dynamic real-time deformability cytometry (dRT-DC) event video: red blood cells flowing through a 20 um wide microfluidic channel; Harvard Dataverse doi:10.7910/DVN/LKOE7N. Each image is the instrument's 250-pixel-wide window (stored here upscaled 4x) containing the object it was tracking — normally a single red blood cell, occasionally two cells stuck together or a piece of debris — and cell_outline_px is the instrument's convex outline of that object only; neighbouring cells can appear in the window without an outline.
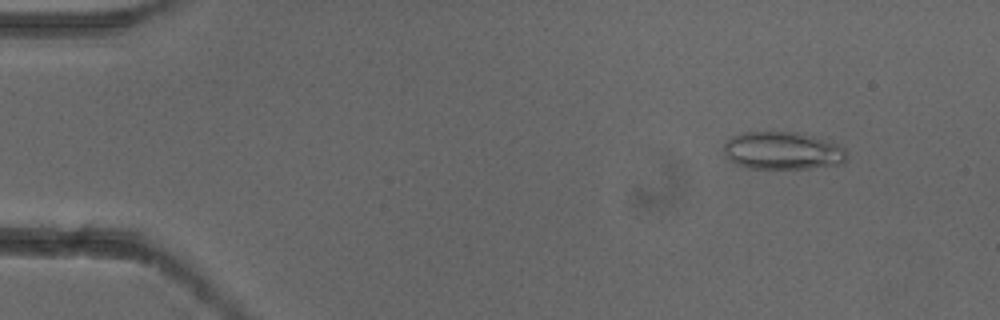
{"species": "common noctule bat (a hibernating species)", "species_latin": "Nyctalus noctula", "temperature_condition": "cold", "stored_images_in_passage": 4, "camera_frame_rate_fps": 3000, "um_per_image_px": 0.085, "animal": {"sex": "female"}, "frame": {"image": 1, "passage_image": 2, "time_ms": 0.333, "image_size_px": [1000, 320], "cell_outline_px": [[848, 160], [844, 164], [808, 168], [744, 168], [728, 160], [724, 152], [724, 144], [732, 136], [744, 132], [796, 132], [812, 136], [836, 144], [844, 148], [848, 156]], "centroid_in_image_um": [66.52, 12.82], "position_along_channel_um": 18.5, "area_um2": 27.11}}